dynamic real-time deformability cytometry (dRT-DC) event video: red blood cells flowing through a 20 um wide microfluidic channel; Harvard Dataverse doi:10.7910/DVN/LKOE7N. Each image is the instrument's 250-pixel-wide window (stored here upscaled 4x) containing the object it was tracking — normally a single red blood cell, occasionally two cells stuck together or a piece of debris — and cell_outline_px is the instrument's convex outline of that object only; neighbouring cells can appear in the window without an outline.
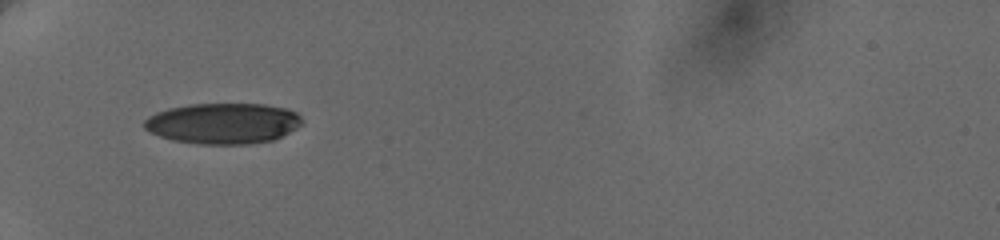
{"species": "human", "species_latin": "Homo sapiens", "temperature_condition": "cold", "stored_images_in_passage": 26, "camera_frame_rate_fps": 3000, "um_per_image_px": 0.085, "donor": {"sex": "female"}, "frame": {"image": 1, "passage_image": 1, "time_ms": 0.0, "image_size_px": [1000, 240], "cell_outline_px": [[304, 124], [272, 140], [248, 144], [200, 144], [172, 140], [160, 136], [144, 128], [144, 120], [148, 116], [156, 112], [168, 108], [188, 104], [264, 104], [288, 108], [296, 112], [304, 120]], "centroid_in_image_um": [18.98, 10.48], "position_along_channel_um": 66.0, "area_um2": 37.63}}
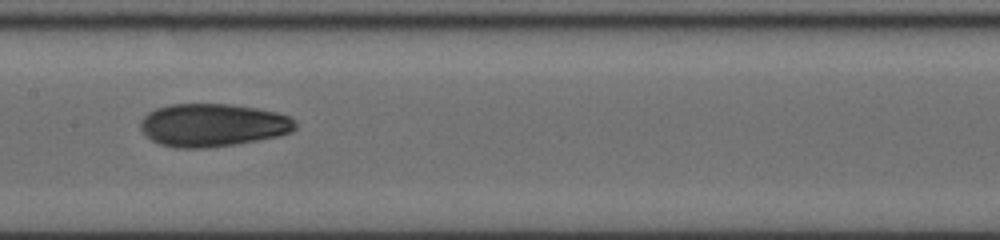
{"frame": {"image": 2, "passage_image": 16, "time_ms": 3.667, "image_size_px": [1000, 240], "cell_outline_px": [[296, 128], [292, 132], [280, 136], [208, 148], [176, 148], [160, 144], [152, 140], [140, 128], [140, 120], [148, 112], [156, 108], [168, 104], [232, 104], [256, 108], [276, 112], [288, 116], [296, 120]], "centroid_in_image_um": [18.09, 10.63], "position_along_channel_um": 189.3, "area_um2": 38.84}}
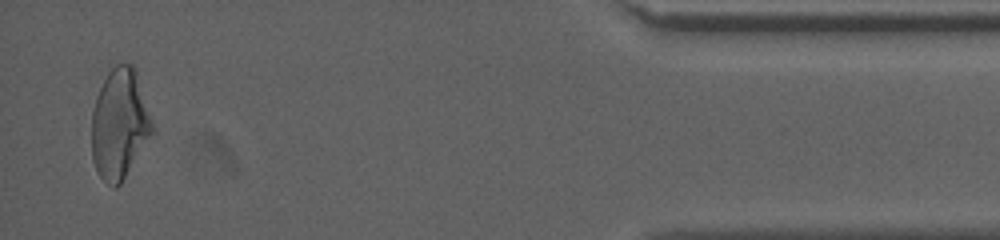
{"frame": {"image": 3, "passage_image": 26, "time_ms": 11.667, "image_size_px": [1000, 240], "cell_outline_px": [[156, 128], [120, 184], [116, 188], [112, 188], [100, 176], [92, 160], [92, 112], [96, 96], [108, 72], [116, 64], [132, 64], [136, 68]], "centroid_in_image_um": [10.19, 10.52], "position_along_channel_um": 425.0, "area_um2": 39.19}, "authors_computed_cell_mechanics": {"area_um2": 38.5526, "velocity_mm_per_s": 3.6783, "shape_relaxation_time_tau1_ms": 6.9638, "shape_relaxation_time_tau2_ms": 2.7544, "deformation_change_tau1": 0.197, "deformation_change_tau2": 0.0873}}